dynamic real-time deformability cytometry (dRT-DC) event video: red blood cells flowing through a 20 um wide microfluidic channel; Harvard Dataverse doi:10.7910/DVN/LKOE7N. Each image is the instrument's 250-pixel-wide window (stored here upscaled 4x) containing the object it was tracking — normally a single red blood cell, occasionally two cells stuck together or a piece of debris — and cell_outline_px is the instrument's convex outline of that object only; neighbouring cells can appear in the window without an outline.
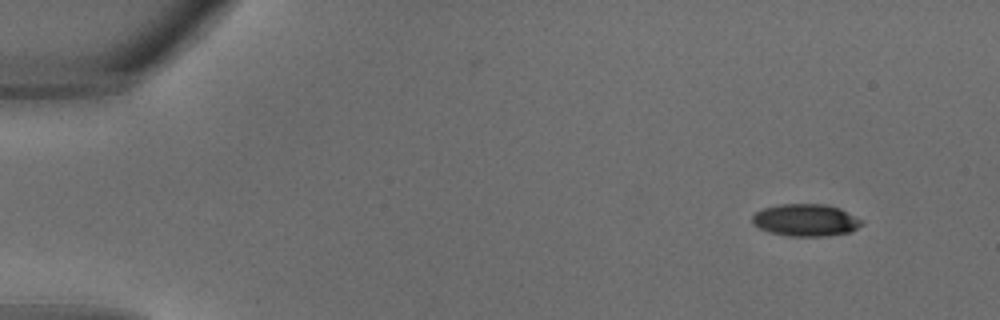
{"species": "common noctule bat (a hibernating species)", "species_latin": "Nyctalus noctula", "temperature_condition": "warm", "stored_images_in_passage": 33, "camera_frame_rate_fps": 3000, "um_per_image_px": 0.085, "animal": {"sex": "male", "body_mass_g": 18.8}, "frame": {"image": 1, "passage_image": 3, "time_ms": 0.667, "image_size_px": [1000, 320], "cell_outline_px": [[864, 224], [852, 232], [828, 236], [788, 236], [768, 232], [752, 224], [752, 216], [756, 212], [764, 208], [780, 204], [824, 204], [840, 208], [864, 220]], "centroid_in_image_um": [68.53, 18.72], "position_along_channel_um": 16.5, "area_um2": 20.81}}
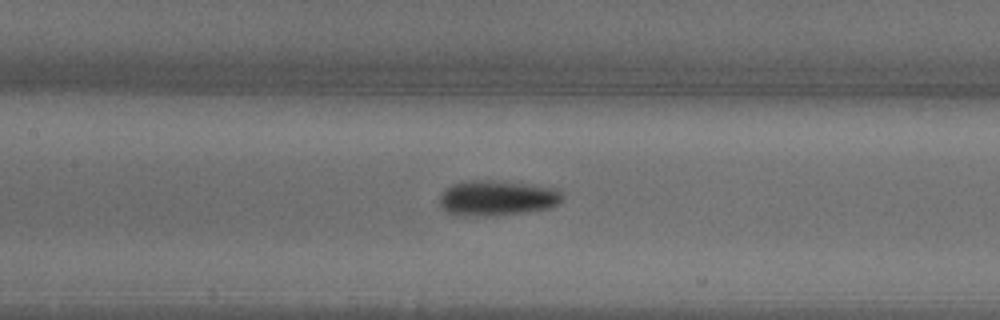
{"frame": {"image": 2, "passage_image": 16, "time_ms": 5.0, "image_size_px": [1000, 320], "cell_outline_px": [[564, 200], [560, 204], [548, 208], [520, 212], [484, 216], [468, 216], [444, 212], [440, 208], [440, 192], [444, 188], [452, 184], [480, 180], [488, 180], [556, 188], [564, 196]], "centroid_in_image_um": [42.21, 16.84], "position_along_channel_um": 165.2, "area_um2": 25.03}}
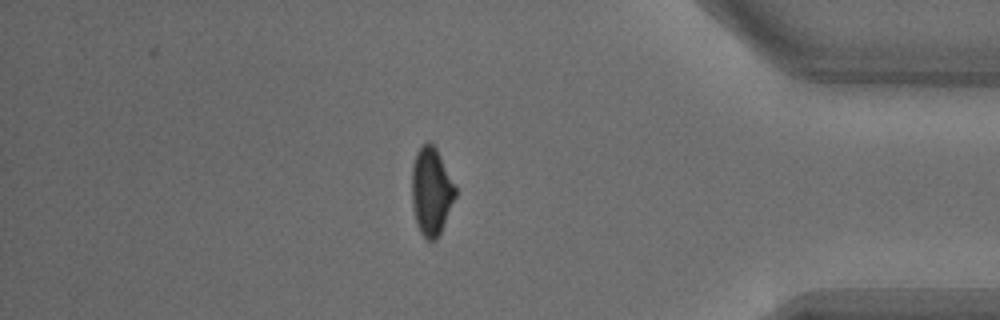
{"frame": {"image": 3, "passage_image": 29, "time_ms": 9.333, "image_size_px": [1000, 320], "cell_outline_px": [[456, 196], [440, 232], [436, 240], [428, 240], [420, 232], [416, 224], [412, 204], [412, 164], [416, 152], [428, 140], [436, 148], [456, 188]], "centroid_in_image_um": [36.64, 16.26], "position_along_channel_um": 398.6, "area_um2": 22.02}}